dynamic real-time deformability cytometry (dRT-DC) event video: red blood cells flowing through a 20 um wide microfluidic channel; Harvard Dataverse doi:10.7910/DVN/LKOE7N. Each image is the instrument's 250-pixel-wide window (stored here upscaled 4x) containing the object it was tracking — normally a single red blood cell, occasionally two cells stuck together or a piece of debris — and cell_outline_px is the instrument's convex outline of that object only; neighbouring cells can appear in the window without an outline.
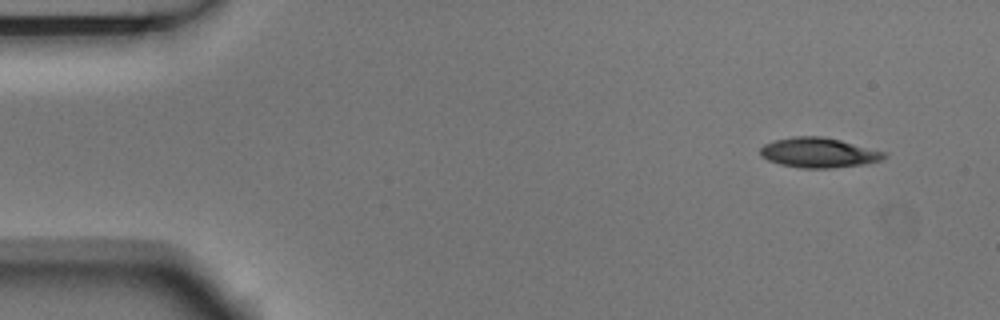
{"species": "Egyptian fruit bat (a non-hibernating species)", "species_latin": "Rousettus aegyptiacus", "temperature_condition": "room temperature", "stored_images_in_passage": 3, "camera_frame_rate_fps": 3000, "um_per_image_px": 0.085, "animal": {"sex": "male"}, "frame": {"image": 1, "passage_image": 1, "time_ms": 0.0, "image_size_px": [1000, 320], "cell_outline_px": [[888, 156], [880, 160], [864, 164], [832, 168], [800, 168], [780, 164], [768, 160], [760, 156], [760, 148], [764, 144], [776, 140], [792, 136], [824, 136], [888, 152]], "centroid_in_image_um": [69.6, 12.97], "position_along_channel_um": 15.4, "area_um2": 21.73}}
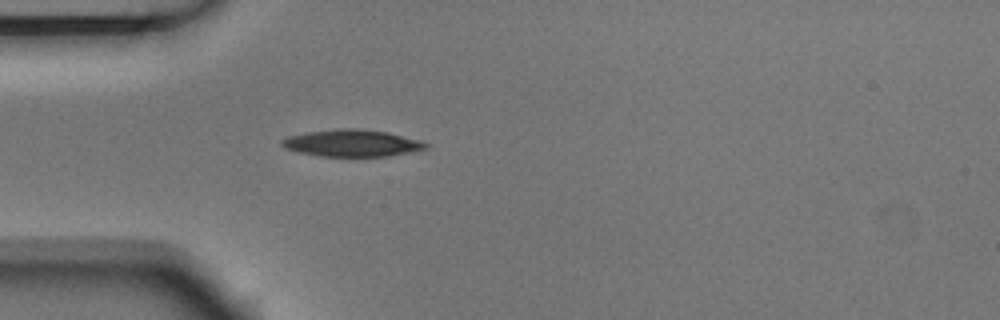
{"frame": {"image": 2, "passage_image": 3, "time_ms": 0.667, "image_size_px": [1000, 320], "cell_outline_px": [[428, 148], [388, 156], [320, 156], [296, 152], [284, 148], [280, 144], [280, 140], [288, 136], [304, 132], [340, 128], [356, 128], [388, 132], [424, 140], [428, 144]], "centroid_in_image_um": [29.9, 12.15], "position_along_channel_um": 55.1, "area_um2": 22.89}}